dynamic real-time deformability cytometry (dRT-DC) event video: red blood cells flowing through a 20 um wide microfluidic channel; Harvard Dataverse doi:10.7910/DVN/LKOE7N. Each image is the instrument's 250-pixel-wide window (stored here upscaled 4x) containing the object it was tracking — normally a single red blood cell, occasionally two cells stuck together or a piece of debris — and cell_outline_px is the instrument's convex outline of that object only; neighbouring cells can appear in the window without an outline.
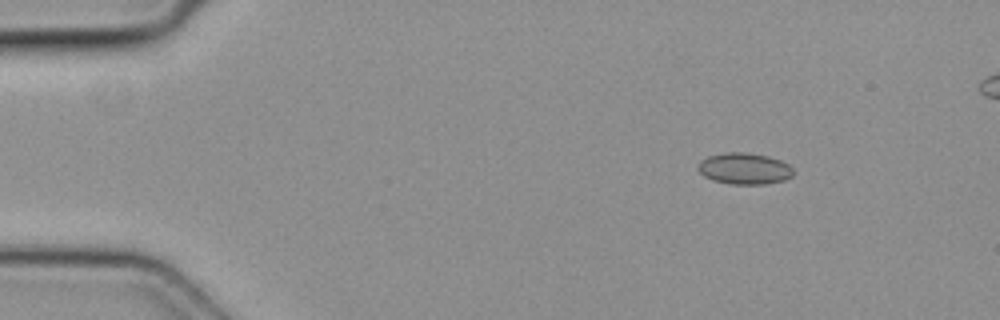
{"species": "common noctule bat (a hibernating species)", "species_latin": "Nyctalus noctula", "temperature_condition": "cold", "stored_images_in_passage": 4, "camera_frame_rate_fps": 3000, "um_per_image_px": 0.085, "animal": {"sex": "female", "body_mass_g": 19.3, "forearm_length_mm": 54.1}, "frame": {"image": 1, "passage_image": 1, "time_ms": 0.0, "image_size_px": [1000, 320], "cell_outline_px": [[792, 176], [784, 180], [764, 184], [732, 184], [712, 180], [704, 176], [696, 168], [700, 160], [708, 156], [724, 152], [744, 152], [768, 156], [780, 160], [788, 164], [792, 168]], "centroid_in_image_um": [63.24, 14.32], "position_along_channel_um": 21.8, "area_um2": 17.46}}